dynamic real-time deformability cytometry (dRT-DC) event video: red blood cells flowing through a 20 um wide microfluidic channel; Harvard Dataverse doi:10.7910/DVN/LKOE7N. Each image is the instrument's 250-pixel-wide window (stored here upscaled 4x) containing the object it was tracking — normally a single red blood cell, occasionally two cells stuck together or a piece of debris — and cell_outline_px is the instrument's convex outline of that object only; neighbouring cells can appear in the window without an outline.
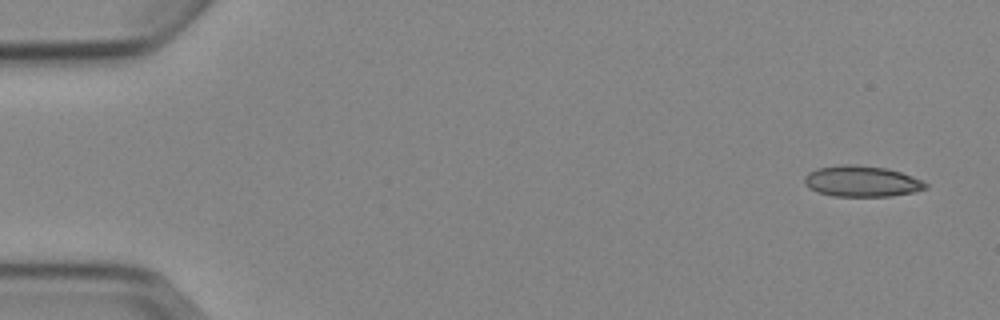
{"species": "Egyptian fruit bat (a non-hibernating species)", "species_latin": "Rousettus aegyptiacus", "temperature_condition": "cold", "stored_images_in_passage": 5, "camera_frame_rate_fps": 3000, "um_per_image_px": 0.085, "animal": {"sex": "female"}, "frame": {"image": 1, "passage_image": 1, "time_ms": 0.0, "image_size_px": [1000, 320], "cell_outline_px": [[928, 188], [916, 192], [892, 196], [832, 196], [816, 192], [808, 188], [804, 184], [804, 176], [808, 172], [816, 168], [840, 164], [856, 164], [884, 168], [900, 172], [924, 180], [928, 184]], "centroid_in_image_um": [73.23, 15.41], "position_along_channel_um": 11.8, "area_um2": 22.25}}
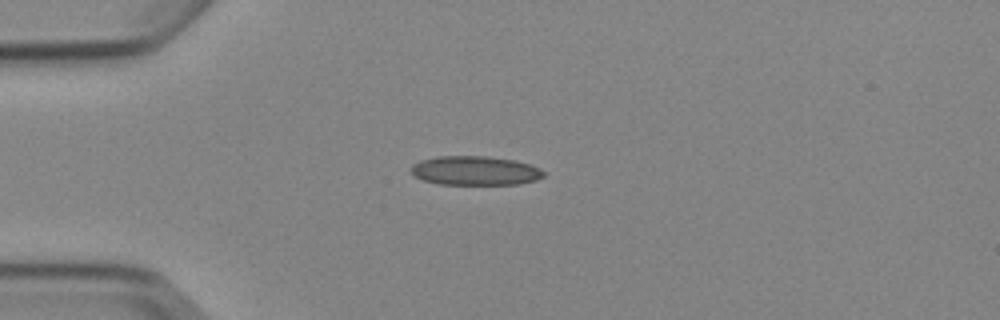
{"frame": {"image": 2, "passage_image": 4, "time_ms": 3.667, "image_size_px": [1000, 320], "cell_outline_px": [[544, 176], [536, 180], [520, 184], [440, 184], [424, 180], [412, 176], [408, 168], [412, 164], [420, 160], [440, 156], [488, 156], [516, 160], [540, 168], [544, 172]], "centroid_in_image_um": [40.35, 14.5], "position_along_channel_um": 44.7, "area_um2": 22.72}}